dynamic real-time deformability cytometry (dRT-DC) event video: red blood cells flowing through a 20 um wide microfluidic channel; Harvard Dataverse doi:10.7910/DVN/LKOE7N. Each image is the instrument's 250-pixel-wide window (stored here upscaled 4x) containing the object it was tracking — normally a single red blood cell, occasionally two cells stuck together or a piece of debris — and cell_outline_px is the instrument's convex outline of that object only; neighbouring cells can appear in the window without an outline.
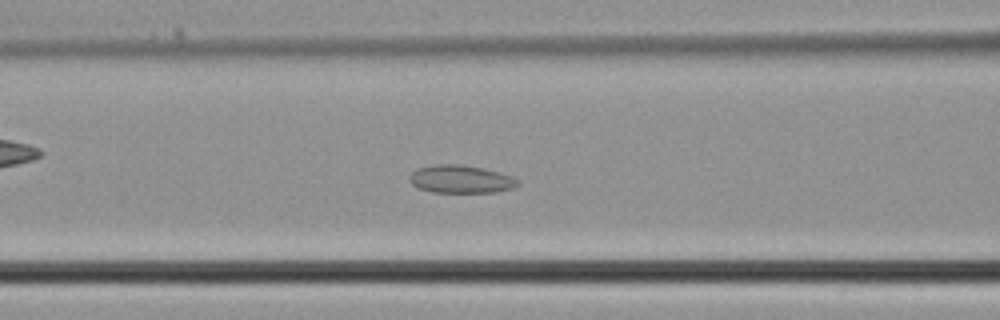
{"species": "common noctule bat (a hibernating species)", "species_latin": "Nyctalus noctula", "temperature_condition": "cold", "stored_images_in_passage": 37, "camera_frame_rate_fps": 3000, "um_per_image_px": 0.085, "animal": {"sex": "male", "body_mass_g": 21.5, "forearm_length_mm": 52.0}, "frame": {"image": 1, "passage_image": 15, "time_ms": 4.667, "image_size_px": [1000, 320], "cell_outline_px": [[520, 184], [512, 188], [496, 192], [432, 192], [416, 188], [408, 180], [408, 176], [416, 168], [432, 164], [460, 164], [480, 168], [512, 176], [520, 180]], "centroid_in_image_um": [39.11, 15.23], "position_along_channel_um": 127.5, "area_um2": 17.74}}
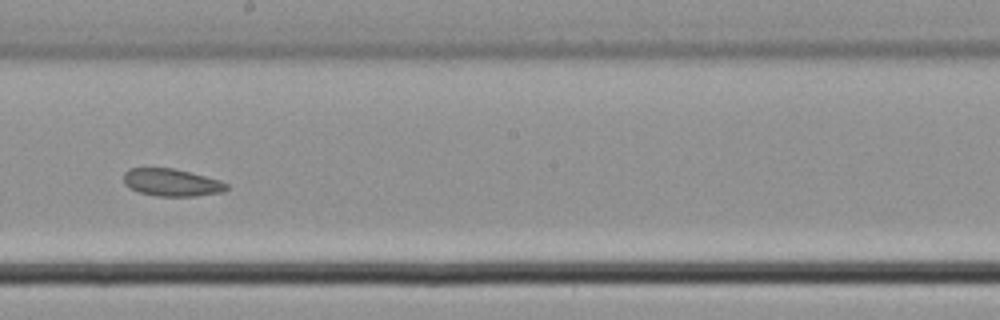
{"frame": {"image": 2, "passage_image": 21, "time_ms": 6.667, "image_size_px": [1000, 320], "cell_outline_px": [[228, 188], [224, 192], [196, 196], [156, 196], [140, 192], [128, 188], [124, 184], [124, 172], [128, 168], [172, 168], [220, 180], [228, 184]], "centroid_in_image_um": [14.57, 15.52], "position_along_channel_um": 233.6, "area_um2": 16.47}}
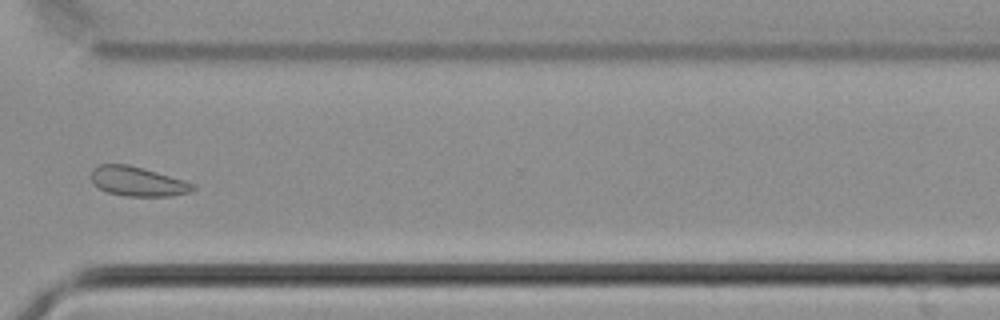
{"frame": {"image": 3, "passage_image": 28, "time_ms": 9.0, "image_size_px": [1000, 320], "cell_outline_px": [[196, 188], [188, 192], [168, 196], [124, 196], [108, 192], [92, 184], [92, 168], [100, 164], [128, 164], [184, 180], [196, 184]], "centroid_in_image_um": [11.68, 15.42], "position_along_channel_um": 358.9, "area_um2": 17.34}}